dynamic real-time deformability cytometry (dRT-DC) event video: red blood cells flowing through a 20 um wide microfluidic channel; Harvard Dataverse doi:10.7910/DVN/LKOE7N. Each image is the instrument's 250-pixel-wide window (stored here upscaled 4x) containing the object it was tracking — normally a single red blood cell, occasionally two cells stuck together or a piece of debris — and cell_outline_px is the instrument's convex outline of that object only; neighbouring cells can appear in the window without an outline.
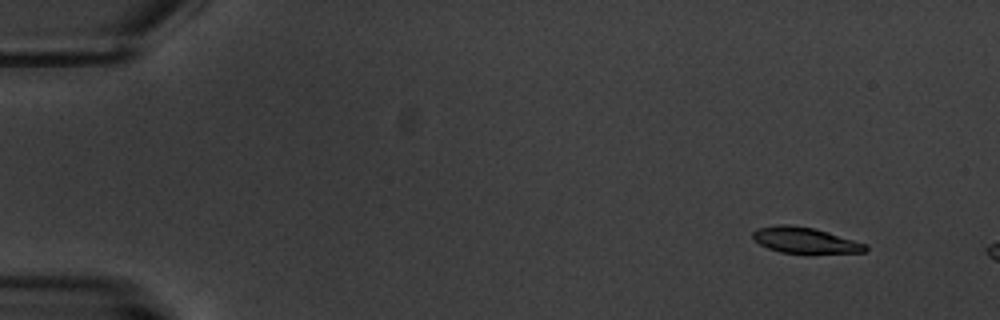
{"species": "common noctule bat (a hibernating species)", "species_latin": "Nyctalus noctula", "temperature_condition": "warm", "stored_images_in_passage": 4, "camera_frame_rate_fps": 3000, "um_per_image_px": 0.085, "animal": {"sex": "male", "body_mass_g": 20.1, "forearm_length_mm": 53.5}, "frame": {"image": 1, "passage_image": 1, "time_ms": 0.0, "image_size_px": [1000, 320], "cell_outline_px": [[868, 252], [780, 252], [768, 248], [752, 240], [752, 232], [756, 228], [776, 224], [788, 224], [812, 228], [828, 232], [868, 244]], "centroid_in_image_um": [68.38, 20.4], "position_along_channel_um": 16.6, "area_um2": 16.82}}